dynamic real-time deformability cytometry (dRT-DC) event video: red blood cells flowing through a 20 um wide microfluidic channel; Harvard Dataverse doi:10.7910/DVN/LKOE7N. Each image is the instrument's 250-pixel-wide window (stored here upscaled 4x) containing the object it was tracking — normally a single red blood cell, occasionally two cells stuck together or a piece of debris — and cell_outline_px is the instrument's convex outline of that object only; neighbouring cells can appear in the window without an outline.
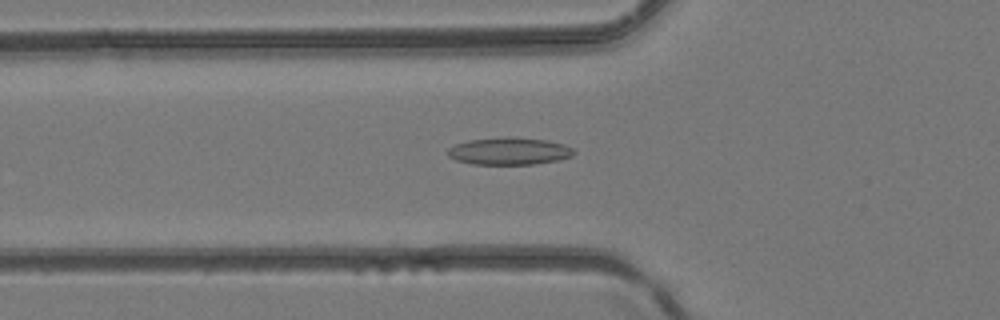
{"species": "common noctule bat (a hibernating species)", "species_latin": "Nyctalus noctula", "temperature_condition": "room temperature", "stored_images_in_passage": 46, "camera_frame_rate_fps": 3000, "um_per_image_px": 0.085, "animal": {"sex": "female", "body_mass_g": 24.6, "forearm_length_mm": 56.2}, "frame": {"image": 1, "passage_image": 16, "time_ms": 5.0, "image_size_px": [1000, 320], "cell_outline_px": [[576, 152], [572, 156], [560, 160], [532, 164], [472, 164], [456, 160], [448, 156], [448, 148], [456, 144], [468, 140], [508, 136], [544, 140], [564, 144], [572, 148]], "centroid_in_image_um": [43.28, 12.84], "position_along_channel_um": 82.5, "area_um2": 20.06}}
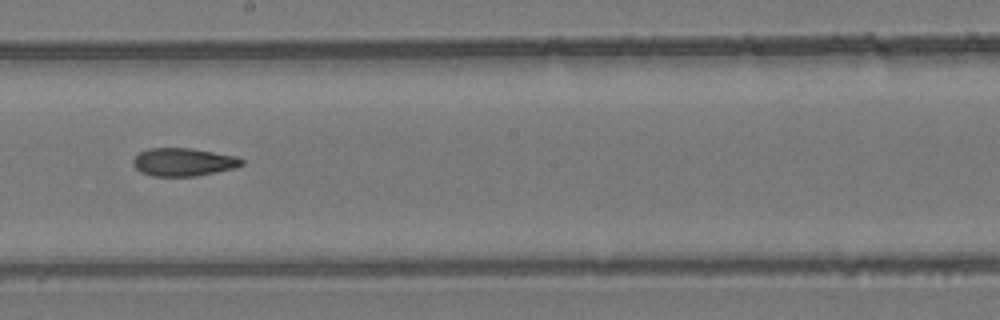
{"frame": {"image": 2, "passage_image": 26, "time_ms": 8.333, "image_size_px": [1000, 320], "cell_outline_px": [[244, 164], [232, 168], [196, 176], [152, 176], [140, 172], [132, 164], [132, 160], [140, 152], [148, 148], [192, 148], [236, 156], [244, 160]], "centroid_in_image_um": [15.56, 13.77], "position_along_channel_um": 232.6, "area_um2": 17.69}}
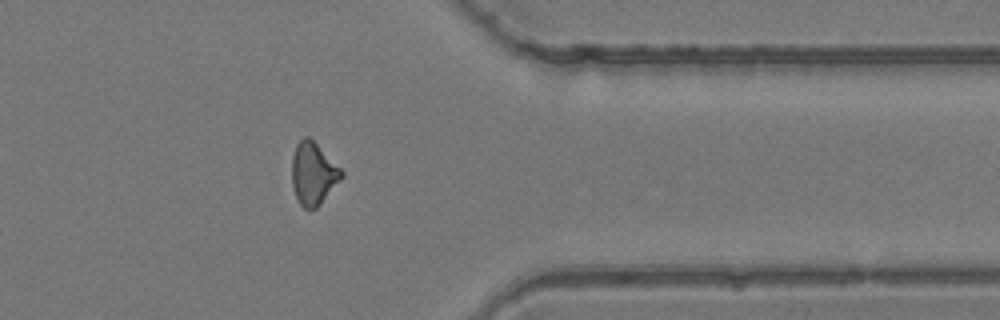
{"frame": {"image": 3, "passage_image": 37, "time_ms": 12.0, "image_size_px": [1000, 320], "cell_outline_px": [[344, 176], [320, 204], [316, 208], [304, 208], [300, 204], [296, 196], [292, 184], [292, 156], [296, 144], [304, 136], [308, 136], [344, 172]], "centroid_in_image_um": [26.62, 14.75], "position_along_channel_um": 384.8, "area_um2": 17.74}}